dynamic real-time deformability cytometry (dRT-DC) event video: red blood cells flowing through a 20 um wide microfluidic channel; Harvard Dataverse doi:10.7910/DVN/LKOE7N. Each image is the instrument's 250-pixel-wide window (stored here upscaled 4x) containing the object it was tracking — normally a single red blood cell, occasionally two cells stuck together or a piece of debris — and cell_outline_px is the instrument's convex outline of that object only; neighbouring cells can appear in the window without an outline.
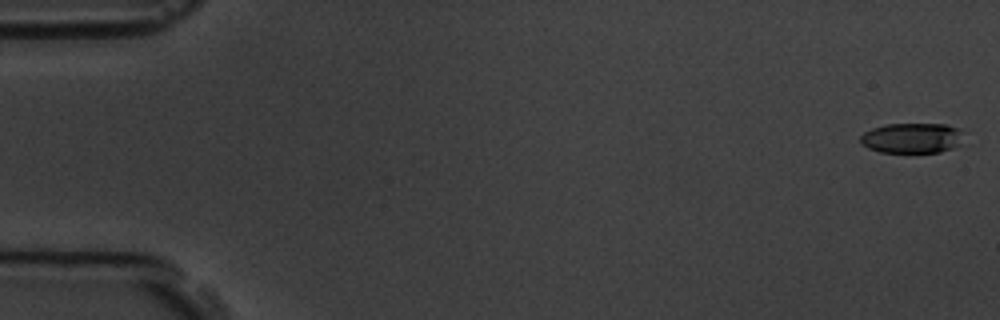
{"species": "common noctule bat (a hibernating species)", "species_latin": "Nyctalus noctula", "temperature_condition": "room temperature", "stored_images_in_passage": 9, "camera_frame_rate_fps": 3000, "um_per_image_px": 0.085, "animal": {"sex": "male", "body_mass_g": 19.5, "forearm_length_mm": 54.6}, "frame": {"image": 1, "passage_image": 1, "time_ms": 0.0, "image_size_px": [1000, 320], "cell_outline_px": [[968, 132], [952, 148], [940, 152], [880, 152], [868, 148], [860, 144], [860, 136], [864, 132], [872, 128], [888, 124], [948, 124], [960, 128]], "centroid_in_image_um": [77.54, 11.72], "position_along_channel_um": 7.5, "area_um2": 18.38}}
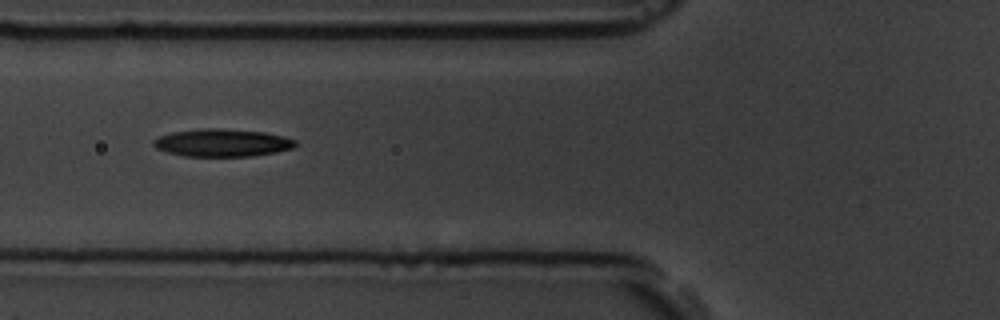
{"frame": {"image": 2, "passage_image": 7, "time_ms": 6.667, "image_size_px": [1000, 320], "cell_outline_px": [[300, 144], [292, 148], [276, 152], [252, 156], [184, 156], [168, 152], [156, 148], [152, 144], [152, 140], [160, 136], [172, 132], [204, 128], [220, 128], [264, 132], [284, 136], [296, 140]], "centroid_in_image_um": [18.92, 12.13], "position_along_channel_um": 106.9, "area_um2": 22.95}}
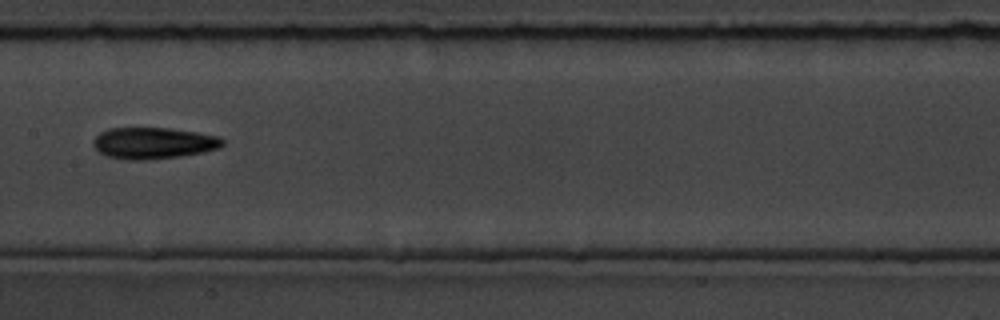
{"frame": {"image": 3, "passage_image": 9, "time_ms": 9.0, "image_size_px": [1000, 320], "cell_outline_px": [[224, 144], [220, 148], [204, 152], [180, 156], [144, 160], [124, 160], [108, 156], [100, 152], [92, 144], [92, 140], [100, 132], [108, 128], [168, 128], [196, 132], [220, 136], [224, 140]], "centroid_in_image_um": [13.05, 12.16], "position_along_channel_um": 194.4, "area_um2": 23.81}}